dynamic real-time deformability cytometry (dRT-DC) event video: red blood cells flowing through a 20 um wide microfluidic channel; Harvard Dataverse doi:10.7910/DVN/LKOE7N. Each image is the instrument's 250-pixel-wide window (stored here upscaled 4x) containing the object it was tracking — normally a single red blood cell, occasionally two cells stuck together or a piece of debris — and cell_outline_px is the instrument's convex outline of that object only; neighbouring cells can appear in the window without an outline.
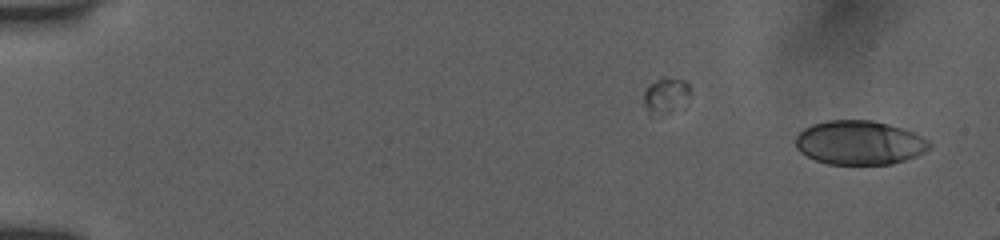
{"species": "human", "species_latin": "Homo sapiens", "temperature_condition": "room temperature", "stored_images_in_passage": 47, "camera_frame_rate_fps": 3000, "um_per_image_px": 0.085, "donor": {"sex": "female"}, "frame": {"image": 1, "passage_image": 2, "time_ms": 0.333, "image_size_px": [1000, 240], "cell_outline_px": [[932, 148], [916, 156], [892, 164], [828, 164], [816, 160], [800, 152], [796, 148], [796, 136], [804, 128], [812, 124], [828, 120], [872, 120], [888, 124], [912, 132], [928, 140], [932, 144]], "centroid_in_image_um": [73.05, 12.13], "position_along_channel_um": 11.9, "area_um2": 34.28}}
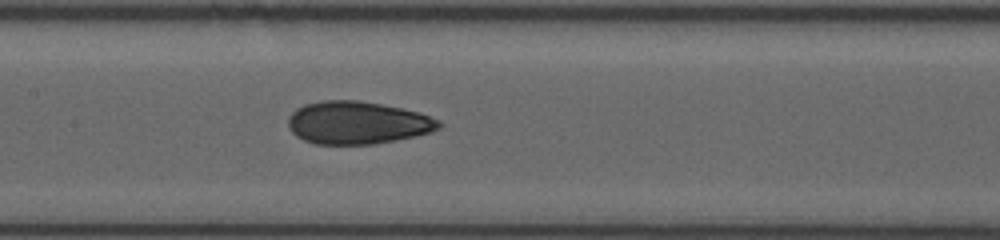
{"frame": {"image": 2, "passage_image": 27, "time_ms": 8.667, "image_size_px": [1000, 240], "cell_outline_px": [[444, 124], [440, 128], [432, 132], [416, 136], [396, 140], [372, 144], [316, 144], [304, 140], [296, 136], [288, 128], [288, 116], [296, 108], [304, 104], [324, 100], [356, 100], [380, 104], [400, 108], [416, 112], [440, 120]], "centroid_in_image_um": [30.37, 10.44], "position_along_channel_um": 177.0, "area_um2": 37.57}}
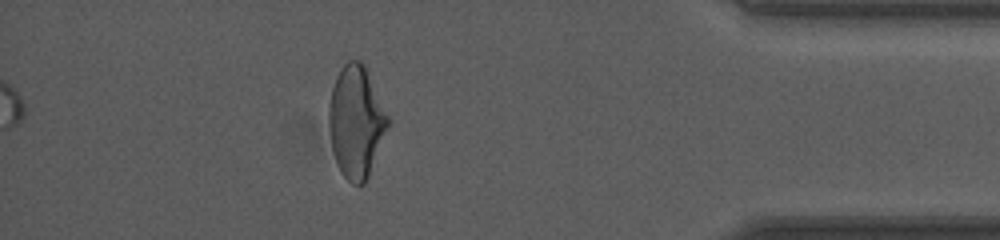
{"frame": {"image": 3, "passage_image": 47, "time_ms": 15.333, "image_size_px": [1000, 240], "cell_outline_px": [[388, 124], [368, 176], [364, 184], [352, 184], [340, 172], [332, 148], [328, 124], [328, 104], [332, 88], [336, 76], [340, 68], [348, 60], [360, 60], [364, 64], [388, 116]], "centroid_in_image_um": [30.23, 10.32], "position_along_channel_um": 405.0, "area_um2": 37.92}, "authors_computed_cell_mechanics": {"area_um2": 36.414, "velocity_mm_per_s": 3.9416, "shape_relaxation_time_tau1_ms": 6.6472, "shape_relaxation_time_tau2_ms": 1.2548, "deformation_change_tau1": 0.209, "deformation_change_tau2": 0.0754}}